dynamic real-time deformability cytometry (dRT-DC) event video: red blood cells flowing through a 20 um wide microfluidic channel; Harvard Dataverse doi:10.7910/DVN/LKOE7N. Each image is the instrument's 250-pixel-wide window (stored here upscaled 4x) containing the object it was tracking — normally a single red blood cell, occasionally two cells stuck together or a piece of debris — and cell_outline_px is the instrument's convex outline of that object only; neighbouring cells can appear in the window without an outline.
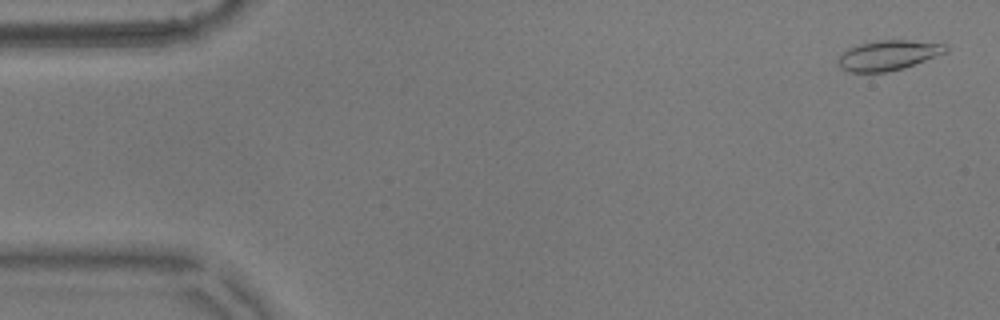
{"species": "common noctule bat (a hibernating species)", "species_latin": "Nyctalus noctula", "temperature_condition": "warm", "stored_images_in_passage": 7, "camera_frame_rate_fps": 3000, "um_per_image_px": 0.085, "animal": {"sex": "male", "body_mass_g": 17.9}, "frame": {"image": 1, "passage_image": 2, "time_ms": 0.333, "image_size_px": [1000, 320], "cell_outline_px": [[948, 52], [904, 68], [884, 72], [852, 72], [840, 68], [836, 60], [848, 48], [860, 44], [876, 40], [908, 40], [944, 44], [948, 48]], "centroid_in_image_um": [75.5, 4.7], "position_along_channel_um": 9.5, "area_um2": 18.73}}